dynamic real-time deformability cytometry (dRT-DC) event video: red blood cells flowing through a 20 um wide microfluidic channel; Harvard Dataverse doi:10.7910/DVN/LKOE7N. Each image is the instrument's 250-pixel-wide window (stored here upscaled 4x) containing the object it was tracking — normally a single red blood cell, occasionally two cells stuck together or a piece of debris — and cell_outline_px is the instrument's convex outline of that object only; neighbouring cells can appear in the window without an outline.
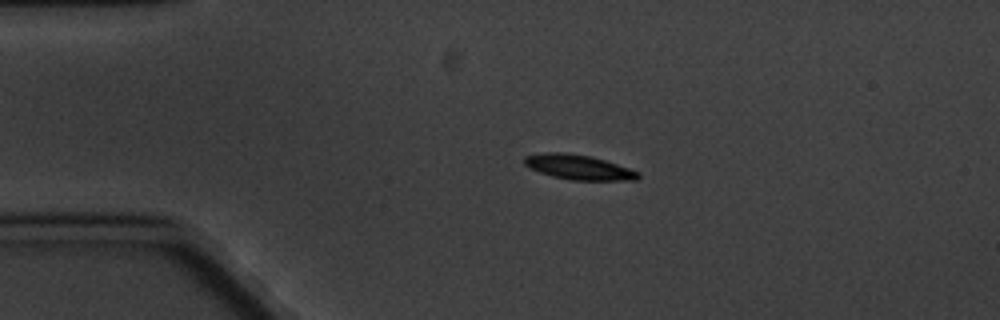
{"species": "common noctule bat (a hibernating species)", "species_latin": "Nyctalus noctula", "temperature_condition": "cold", "stored_images_in_passage": 7, "camera_frame_rate_fps": 3000, "um_per_image_px": 0.085, "animal": {"sex": "male", "body_mass_g": 20.1, "forearm_length_mm": 53.5}, "frame": {"image": 1, "passage_image": 3, "time_ms": 2.333, "image_size_px": [1000, 320], "cell_outline_px": [[640, 176], [636, 180], [572, 180], [552, 176], [528, 168], [524, 164], [524, 156], [548, 152], [564, 152], [588, 156], [604, 160], [640, 172]], "centroid_in_image_um": [49.16, 14.21], "position_along_channel_um": 35.8, "area_um2": 16.3}}
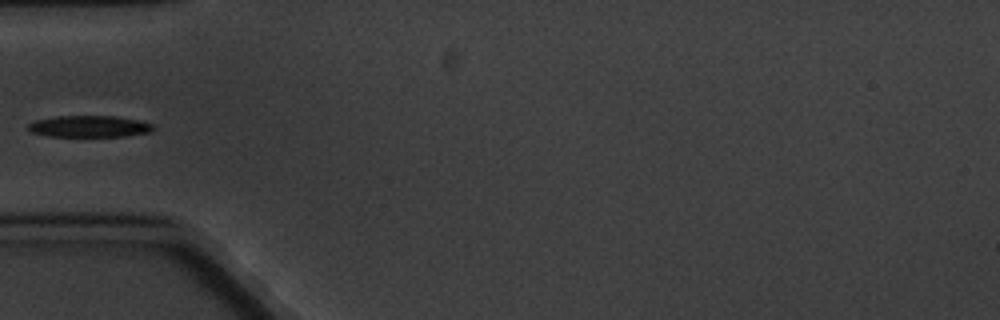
{"frame": {"image": 2, "passage_image": 5, "time_ms": 4.667, "image_size_px": [1000, 320], "cell_outline_px": [[156, 128], [152, 132], [124, 136], [48, 136], [32, 132], [28, 128], [28, 124], [36, 120], [56, 116], [116, 116], [136, 120], [152, 124]], "centroid_in_image_um": [7.61, 10.74], "position_along_channel_um": 77.4, "area_um2": 15.61}}